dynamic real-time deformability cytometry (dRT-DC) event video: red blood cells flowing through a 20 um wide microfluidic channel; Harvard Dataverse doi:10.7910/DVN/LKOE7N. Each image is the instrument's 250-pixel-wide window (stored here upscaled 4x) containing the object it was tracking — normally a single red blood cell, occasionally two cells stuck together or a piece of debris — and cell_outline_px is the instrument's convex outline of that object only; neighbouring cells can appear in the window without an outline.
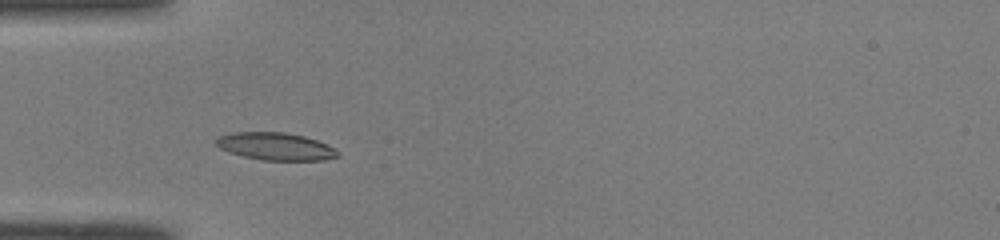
{"species": "common noctule bat (a hibernating species)", "species_latin": "Nyctalus noctula", "temperature_condition": "room temperature", "stored_images_in_passage": 35, "camera_frame_rate_fps": 3000, "um_per_image_px": 0.085, "animal": {"sex": "male", "body_mass_g": 19.0, "forearm_length_mm": 50.8}, "frame": {"image": 1, "passage_image": 1, "time_ms": 0.0, "image_size_px": [1000, 240], "cell_outline_px": [[340, 156], [324, 160], [260, 160], [244, 156], [220, 148], [216, 144], [216, 140], [220, 136], [236, 132], [284, 132], [304, 136], [316, 140], [336, 148], [340, 152]], "centroid_in_image_um": [23.49, 12.45], "position_along_channel_um": 61.5, "area_um2": 19.36}}
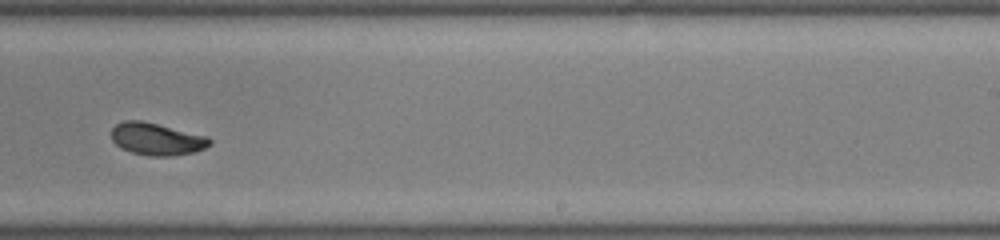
{"frame": {"image": 2, "passage_image": 17, "time_ms": 5.333, "image_size_px": [1000, 240], "cell_outline_px": [[212, 144], [204, 148], [192, 152], [172, 156], [148, 156], [132, 152], [120, 148], [112, 140], [112, 128], [116, 124], [124, 120], [140, 120], [208, 136], [212, 140]], "centroid_in_image_um": [13.31, 11.82], "position_along_channel_um": 275.7, "area_um2": 18.44}}
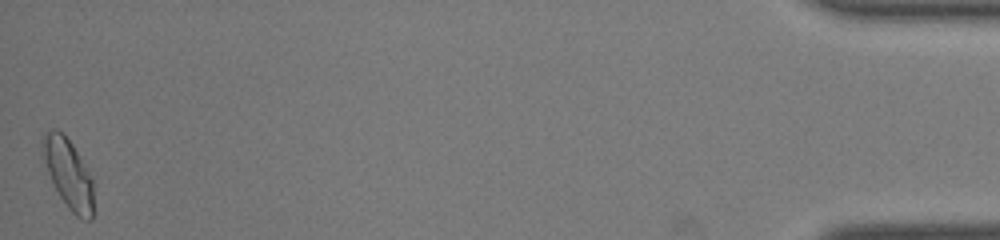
{"frame": {"image": 3, "passage_image": 35, "time_ms": 11.333, "image_size_px": [1000, 240], "cell_outline_px": [[92, 220], [84, 220], [76, 216], [68, 208], [60, 196], [40, 156], [40, 152], [44, 132], [52, 128], [56, 128], [72, 144], [84, 164], [92, 180]], "centroid_in_image_um": [5.76, 14.73], "position_along_channel_um": 429.4, "area_um2": 20.35}, "authors_computed_cell_mechanics": {"area_um2": 18.6694, "velocity_mm_per_s": 4.0633, "shape_relaxation_time_tau1_ms": 9.0454, "shape_relaxation_time_tau2_ms": 1.832, "deformation_change_tau1": 0.2285, "deformation_change_tau2": 0.0653}}